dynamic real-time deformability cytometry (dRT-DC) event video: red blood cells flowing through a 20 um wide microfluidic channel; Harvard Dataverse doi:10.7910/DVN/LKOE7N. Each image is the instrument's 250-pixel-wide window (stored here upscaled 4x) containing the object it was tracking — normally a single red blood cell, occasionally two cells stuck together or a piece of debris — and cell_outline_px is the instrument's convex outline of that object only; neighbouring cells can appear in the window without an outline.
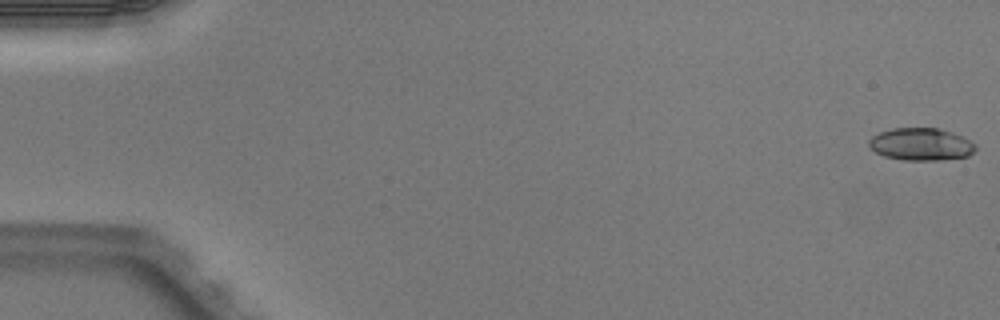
{"species": "Egyptian fruit bat (a non-hibernating species)", "species_latin": "Rousettus aegyptiacus", "temperature_condition": "warm", "stored_images_in_passage": 5, "camera_frame_rate_fps": 3000, "um_per_image_px": 0.085, "animal": {"sex": "male"}, "frame": {"image": 1, "passage_image": 1, "time_ms": 0.0, "image_size_px": [1000, 320], "cell_outline_px": [[976, 148], [968, 156], [936, 160], [904, 160], [884, 156], [876, 152], [868, 144], [868, 140], [872, 136], [880, 132], [892, 128], [940, 128], [952, 132], [976, 144]], "centroid_in_image_um": [78.26, 12.25], "position_along_channel_um": 6.7, "area_um2": 20.0}}
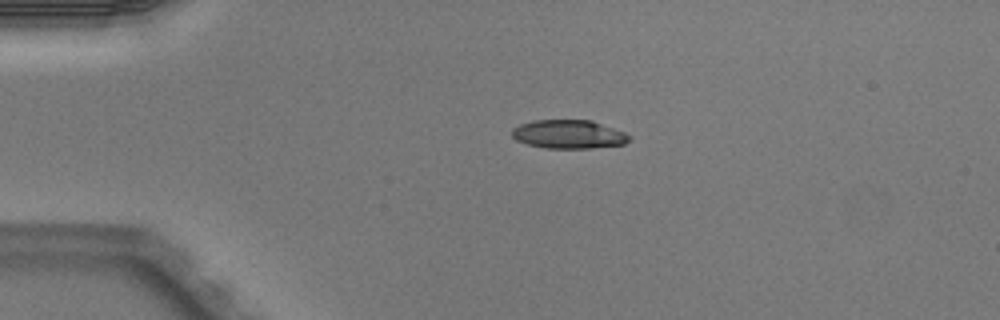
{"frame": {"image": 2, "passage_image": 4, "time_ms": 1.0, "image_size_px": [1000, 320], "cell_outline_px": [[632, 136], [624, 144], [592, 148], [544, 148], [528, 144], [516, 140], [512, 136], [512, 128], [520, 124], [532, 120], [592, 120], [624, 132]], "centroid_in_image_um": [48.32, 11.41], "position_along_channel_um": 36.7, "area_um2": 19.59}}